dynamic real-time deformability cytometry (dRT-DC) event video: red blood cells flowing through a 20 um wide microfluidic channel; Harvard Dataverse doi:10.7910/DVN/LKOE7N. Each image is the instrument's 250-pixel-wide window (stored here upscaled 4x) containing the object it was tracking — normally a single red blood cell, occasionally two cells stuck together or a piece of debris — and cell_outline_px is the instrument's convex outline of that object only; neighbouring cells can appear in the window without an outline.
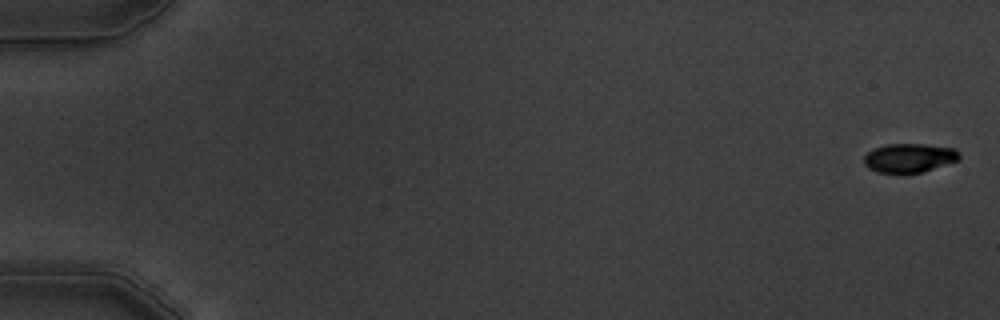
{"species": "common noctule bat (a hibernating species)", "species_latin": "Nyctalus noctula", "temperature_condition": "warm", "stored_images_in_passage": 5, "camera_frame_rate_fps": 3000, "um_per_image_px": 0.085, "animal": {"sex": "male", "body_mass_g": 19.5, "forearm_length_mm": 54.6}, "frame": {"image": 1, "passage_image": 1, "time_ms": 0.0, "image_size_px": [1000, 320], "cell_outline_px": [[960, 160], [924, 172], [876, 172], [868, 168], [864, 164], [864, 156], [872, 148], [888, 144], [924, 144], [956, 148], [960, 152]], "centroid_in_image_um": [77.32, 13.41], "position_along_channel_um": 7.7, "area_um2": 16.24}}
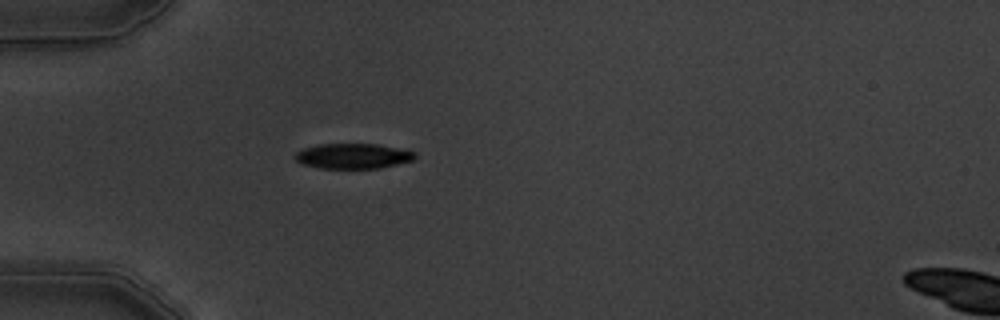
{"frame": {"image": 2, "passage_image": 5, "time_ms": 5.333, "image_size_px": [1000, 320], "cell_outline_px": [[416, 156], [412, 160], [396, 164], [376, 168], [320, 168], [300, 164], [292, 156], [296, 152], [304, 148], [316, 144], [376, 144], [416, 152]], "centroid_in_image_um": [29.92, 13.26], "position_along_channel_um": 55.1, "area_um2": 17.51}}